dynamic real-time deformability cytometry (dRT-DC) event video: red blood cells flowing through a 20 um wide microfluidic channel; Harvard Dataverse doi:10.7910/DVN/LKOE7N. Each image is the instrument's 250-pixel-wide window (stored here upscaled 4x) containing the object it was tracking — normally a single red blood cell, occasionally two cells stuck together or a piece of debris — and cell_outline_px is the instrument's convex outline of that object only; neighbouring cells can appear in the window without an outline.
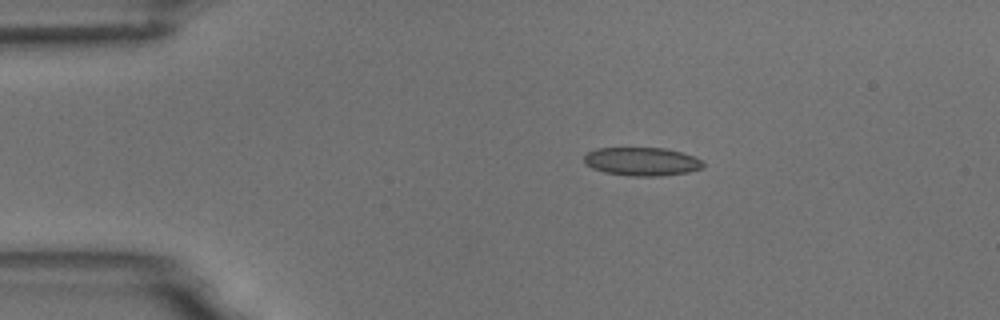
{"species": "common noctule bat (a hibernating species)", "species_latin": "Nyctalus noctula", "temperature_condition": "room temperature", "stored_images_in_passage": 6, "camera_frame_rate_fps": 3000, "um_per_image_px": 0.085, "animal": {"sex": "male", "body_mass_g": 18.8}, "frame": {"image": 1, "passage_image": 2, "time_ms": 2.0, "image_size_px": [1000, 320], "cell_outline_px": [[704, 168], [688, 172], [660, 176], [628, 176], [604, 172], [592, 168], [584, 160], [584, 156], [588, 152], [596, 148], [664, 148], [696, 156], [704, 164]], "centroid_in_image_um": [54.58, 13.73], "position_along_channel_um": 30.4, "area_um2": 19.71}}
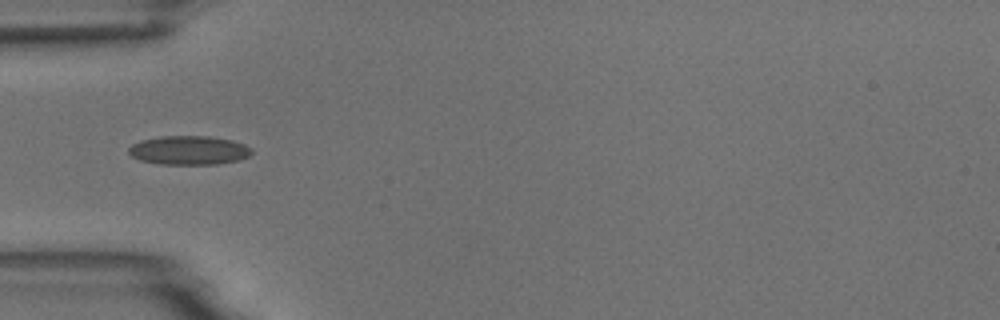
{"frame": {"image": 2, "passage_image": 4, "time_ms": 4.333, "image_size_px": [1000, 320], "cell_outline_px": [[252, 152], [248, 156], [240, 160], [216, 164], [160, 164], [140, 160], [132, 156], [128, 152], [128, 148], [132, 144], [140, 140], [160, 136], [208, 136], [232, 140], [244, 144], [252, 148]], "centroid_in_image_um": [16.05, 12.77], "position_along_channel_um": 68.9, "area_um2": 20.81}}